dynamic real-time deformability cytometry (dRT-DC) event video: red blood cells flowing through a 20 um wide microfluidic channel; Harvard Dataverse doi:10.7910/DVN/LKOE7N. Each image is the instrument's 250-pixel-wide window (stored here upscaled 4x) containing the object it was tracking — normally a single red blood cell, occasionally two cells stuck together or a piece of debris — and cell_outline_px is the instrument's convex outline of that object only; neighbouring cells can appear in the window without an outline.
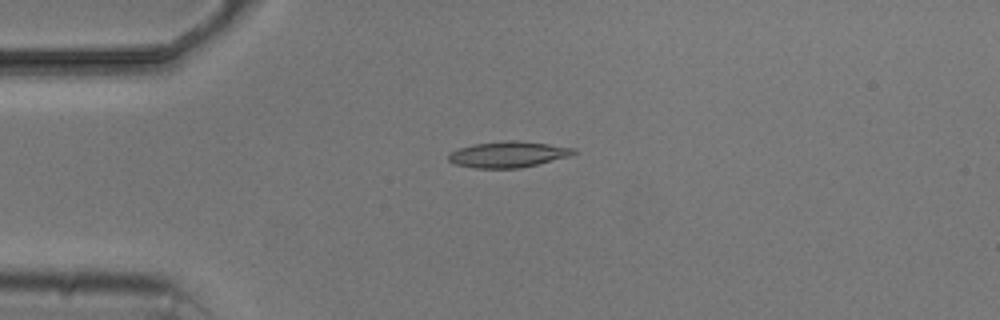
{"species": "common noctule bat (a hibernating species)", "species_latin": "Nyctalus noctula", "temperature_condition": "cold", "stored_images_in_passage": 1, "camera_frame_rate_fps": 3000, "um_per_image_px": 0.085, "animal": {"sex": "male", "body_mass_g": 20.5, "forearm_length_mm": 52.5}, "frame": {"image": 1, "passage_image": 1, "time_ms": 0.0, "image_size_px": [1000, 320], "cell_outline_px": [[576, 152], [568, 156], [520, 168], [476, 168], [456, 164], [448, 160], [448, 156], [452, 152], [460, 148], [472, 144], [504, 140], [516, 140], [548, 144], [576, 148]], "centroid_in_image_um": [43.18, 13.11], "position_along_channel_um": 41.8, "area_um2": 18.73}}